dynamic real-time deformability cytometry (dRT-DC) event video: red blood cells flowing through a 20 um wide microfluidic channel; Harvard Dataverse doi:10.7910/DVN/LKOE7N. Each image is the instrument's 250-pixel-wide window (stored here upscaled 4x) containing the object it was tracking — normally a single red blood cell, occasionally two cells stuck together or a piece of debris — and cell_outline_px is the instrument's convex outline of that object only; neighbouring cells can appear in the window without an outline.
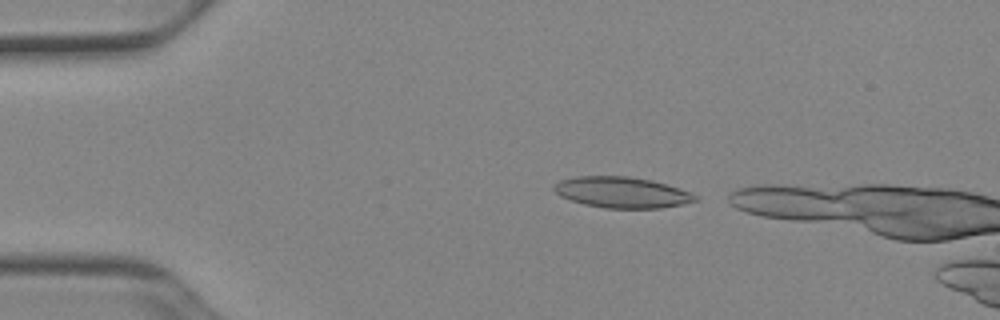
{"species": "Egyptian fruit bat (a non-hibernating species)", "species_latin": "Rousettus aegyptiacus", "temperature_condition": "cold", "stored_images_in_passage": 6, "camera_frame_rate_fps": 3000, "um_per_image_px": 0.085, "animal": {"sex": "female"}, "frame": {"image": 1, "passage_image": 2, "time_ms": 0.333, "image_size_px": [1000, 320], "cell_outline_px": [[700, 200], [660, 208], [604, 208], [584, 204], [560, 196], [552, 188], [560, 180], [576, 176], [628, 176], [652, 180], [680, 188], [700, 196]], "centroid_in_image_um": [52.89, 16.35], "position_along_channel_um": 32.1, "area_um2": 25.49}}